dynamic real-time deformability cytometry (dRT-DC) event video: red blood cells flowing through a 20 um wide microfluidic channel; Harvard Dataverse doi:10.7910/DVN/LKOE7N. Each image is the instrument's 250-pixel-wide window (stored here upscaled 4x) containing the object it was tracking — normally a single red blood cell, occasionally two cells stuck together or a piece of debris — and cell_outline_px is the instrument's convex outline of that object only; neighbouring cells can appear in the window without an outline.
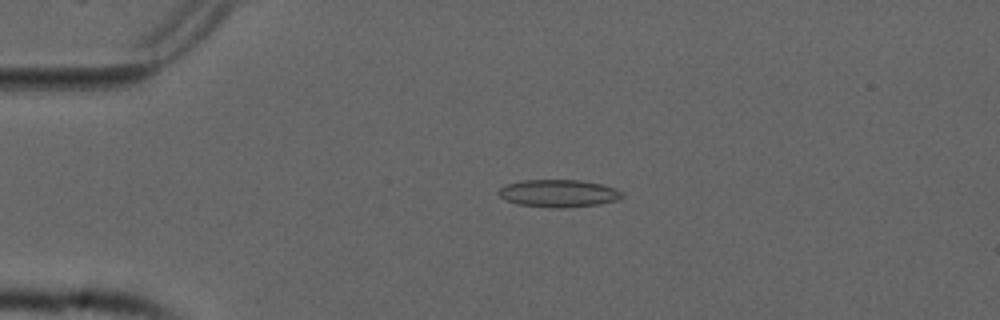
{"species": "common noctule bat (a hibernating species)", "species_latin": "Nyctalus noctula", "temperature_condition": "cold", "stored_images_in_passage": 54, "camera_frame_rate_fps": 3000, "um_per_image_px": 0.085, "animal": {"sex": "male", "forearm_length_mm": 52.5}, "frame": {"image": 1, "passage_image": 12, "time_ms": 3.667, "image_size_px": [1000, 320], "cell_outline_px": [[624, 196], [616, 200], [600, 204], [564, 208], [556, 208], [516, 204], [504, 200], [496, 192], [504, 184], [524, 180], [580, 180], [600, 184], [616, 188], [624, 192]], "centroid_in_image_um": [47.46, 16.43], "position_along_channel_um": 37.5, "area_um2": 20.0}}
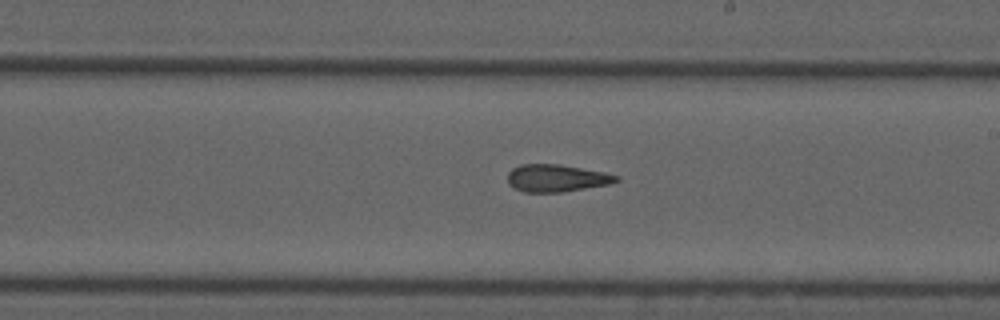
{"frame": {"image": 2, "passage_image": 31, "time_ms": 10.0, "image_size_px": [1000, 320], "cell_outline_px": [[620, 180], [608, 184], [564, 192], [524, 192], [508, 184], [508, 172], [512, 168], [520, 164], [560, 164], [604, 172], [620, 176]], "centroid_in_image_um": [47.3, 15.13], "position_along_channel_um": 241.7, "area_um2": 17.34}}
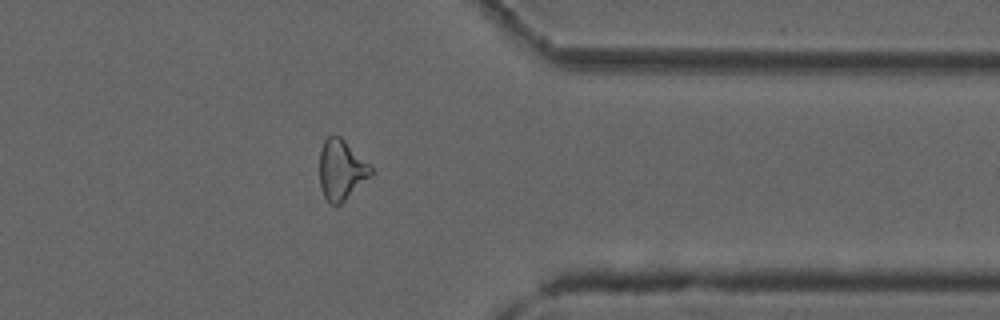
{"frame": {"image": 3, "passage_image": 43, "time_ms": 14.0, "image_size_px": [1000, 320], "cell_outline_px": [[376, 172], [372, 176], [340, 204], [332, 204], [324, 196], [320, 188], [320, 152], [324, 140], [328, 136], [340, 136]], "centroid_in_image_um": [29.02, 14.45], "position_along_channel_um": 382.4, "area_um2": 17.8}, "authors_computed_cell_mechanics": {"area_um2": 18.5827, "velocity_mm_per_s": 3.7721, "shape_relaxation_time_tau1_ms": null, "shape_relaxation_time_tau2_ms": 3.1372, "deformation_change_tau1": null, "deformation_change_tau2": 0.1263}}